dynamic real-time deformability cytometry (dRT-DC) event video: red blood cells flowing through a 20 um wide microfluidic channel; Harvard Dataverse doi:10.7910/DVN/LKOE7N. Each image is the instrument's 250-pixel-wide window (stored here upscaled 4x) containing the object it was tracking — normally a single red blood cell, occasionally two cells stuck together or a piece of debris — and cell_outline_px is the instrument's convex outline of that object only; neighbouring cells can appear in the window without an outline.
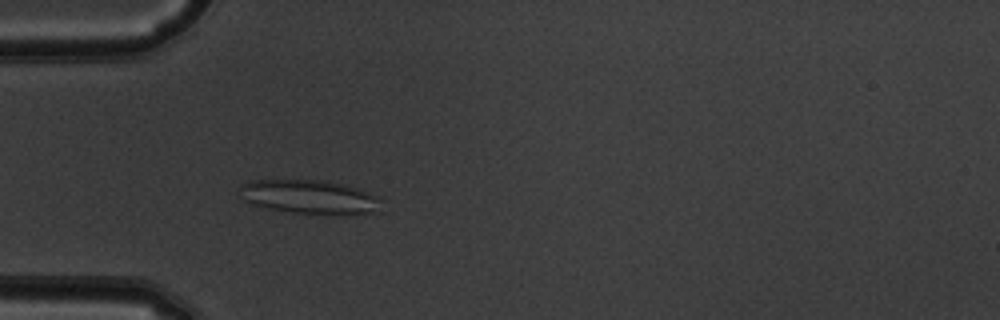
{"species": "common noctule bat (a hibernating species)", "species_latin": "Nyctalus noctula", "temperature_condition": "warm", "stored_images_in_passage": 50, "camera_frame_rate_fps": 3000, "um_per_image_px": 0.085, "animal": {"sex": "male", "body_mass_g": 19.5, "forearm_length_mm": 54.6}, "frame": {"image": 1, "passage_image": 15, "time_ms": 4.667, "image_size_px": [1000, 320], "cell_outline_px": [[384, 212], [344, 216], [292, 212], [252, 204], [244, 200], [240, 188], [240, 184], [252, 180], [324, 180], [344, 184], [380, 196]], "centroid_in_image_um": [26.46, 16.76], "position_along_channel_um": 58.5, "area_um2": 28.61}}
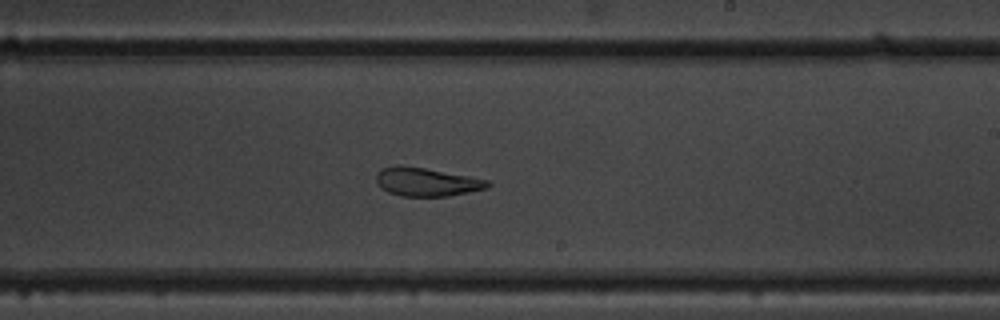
{"frame": {"image": 2, "passage_image": 30, "time_ms": 9.667, "image_size_px": [1000, 320], "cell_outline_px": [[492, 184], [488, 188], [448, 196], [400, 196], [388, 192], [376, 180], [376, 172], [380, 168], [400, 164], [424, 168], [468, 176], [488, 180]], "centroid_in_image_um": [36.25, 15.45], "position_along_channel_um": 252.8, "area_um2": 18.44}}
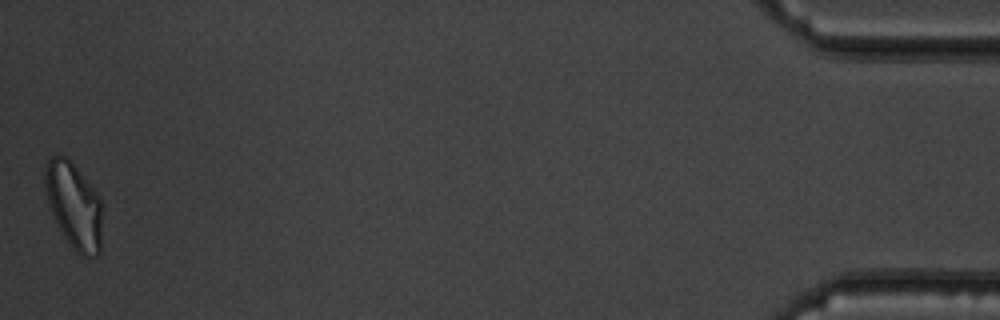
{"frame": {"image": 3, "passage_image": 50, "time_ms": 16.333, "image_size_px": [1000, 320], "cell_outline_px": [[100, 252], [96, 256], [80, 256], [76, 252], [64, 236], [52, 212], [48, 200], [44, 184], [44, 168], [48, 160], [52, 156], [68, 156], [100, 196]], "centroid_in_image_um": [6.27, 17.42], "position_along_channel_um": 428.9, "area_um2": 28.32}, "authors_computed_cell_mechanics": {"area_um2": 24.2182, "velocity_mm_per_s": 3.9825, "shape_relaxation_time_tau1_ms": null, "shape_relaxation_time_tau2_ms": 2.3872, "deformation_change_tau1": null, "deformation_change_tau2": 0.0924}}